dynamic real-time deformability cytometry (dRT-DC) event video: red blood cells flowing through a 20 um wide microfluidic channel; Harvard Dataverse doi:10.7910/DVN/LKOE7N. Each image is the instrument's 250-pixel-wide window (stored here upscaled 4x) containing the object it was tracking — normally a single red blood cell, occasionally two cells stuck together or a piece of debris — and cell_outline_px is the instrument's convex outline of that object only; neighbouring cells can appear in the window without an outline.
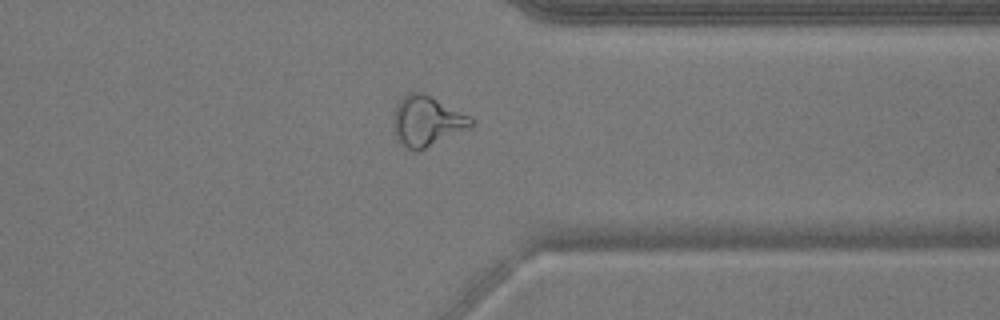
{"species": "common noctule bat (a hibernating species)", "species_latin": "Nyctalus noctula", "temperature_condition": "warm", "stored_images_in_passage": 47, "camera_frame_rate_fps": 3000, "um_per_image_px": 0.085, "animal": {"sex": "male", "body_mass_g": 17.9}, "frame": {"image": 1, "passage_image": 40, "time_ms": 13.0, "image_size_px": [1000, 320], "cell_outline_px": [[472, 124], [416, 152], [408, 148], [396, 136], [392, 120], [392, 116], [396, 104], [408, 92], [420, 92], [432, 96], [472, 116]], "centroid_in_image_um": [36.23, 10.23], "position_along_channel_um": 375.2, "area_um2": 22.08}}